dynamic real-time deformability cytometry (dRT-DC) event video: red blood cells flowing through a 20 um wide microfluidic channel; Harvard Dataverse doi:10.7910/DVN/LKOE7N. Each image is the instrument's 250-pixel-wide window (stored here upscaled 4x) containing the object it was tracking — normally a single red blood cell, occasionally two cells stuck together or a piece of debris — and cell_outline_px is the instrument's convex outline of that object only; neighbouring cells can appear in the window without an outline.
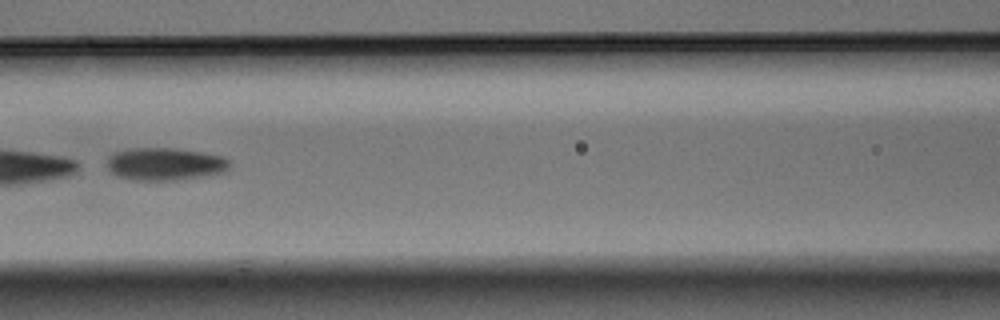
{"species": "Egyptian fruit bat (a non-hibernating species)", "species_latin": "Rousettus aegyptiacus", "temperature_condition": "warm", "stored_images_in_passage": 7, "camera_frame_rate_fps": 3000, "um_per_image_px": 0.085, "animal": {"sex": "male"}, "frame": {"image": 1, "passage_image": 7, "time_ms": 2.0, "image_size_px": [1000, 320], "cell_outline_px": [[232, 164], [228, 172], [208, 176], [176, 180], [132, 180], [116, 176], [108, 168], [108, 156], [116, 152], [136, 148], [176, 148], [224, 156], [232, 160]], "centroid_in_image_um": [14.13, 13.95], "position_along_channel_um": 152.5, "area_um2": 23.7}}